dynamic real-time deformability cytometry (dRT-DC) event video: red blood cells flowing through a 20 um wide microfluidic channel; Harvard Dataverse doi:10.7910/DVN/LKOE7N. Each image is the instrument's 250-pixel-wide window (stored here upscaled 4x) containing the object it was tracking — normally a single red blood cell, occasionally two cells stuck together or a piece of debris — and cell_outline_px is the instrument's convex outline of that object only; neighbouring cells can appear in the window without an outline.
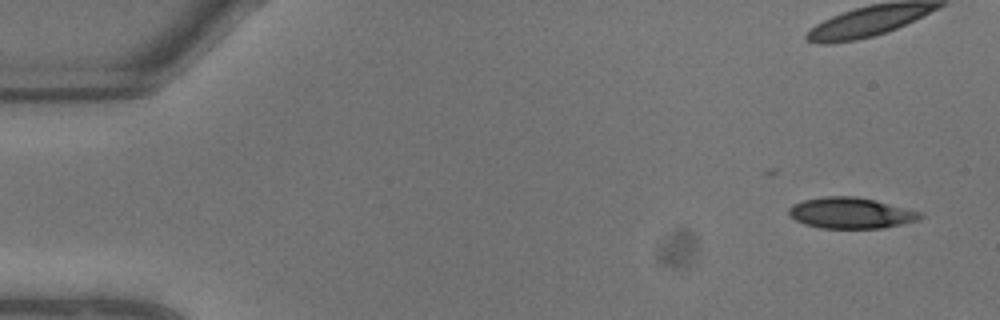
{"species": "common noctule bat (a hibernating species)", "species_latin": "Nyctalus noctula", "temperature_condition": "warm", "stored_images_in_passage": 10, "camera_frame_rate_fps": 3000, "um_per_image_px": 0.085, "animal": {"sex": "male", "body_mass_g": 13.3}, "frame": {"image": 1, "passage_image": 1, "time_ms": 0.0, "image_size_px": [1000, 320], "cell_outline_px": [[924, 216], [920, 220], [884, 228], [820, 228], [804, 224], [796, 220], [788, 212], [788, 208], [792, 204], [804, 200], [828, 196], [856, 196], [876, 200], [920, 212]], "centroid_in_image_um": [72.33, 18.11], "position_along_channel_um": 12.7, "area_um2": 23.7}}
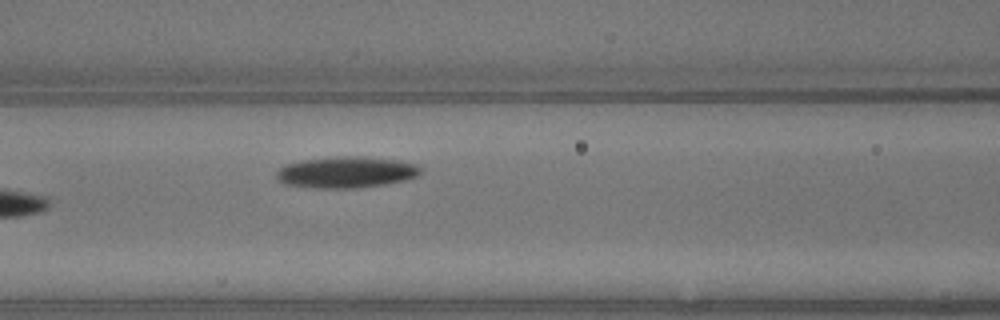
{"frame": {"image": 2, "passage_image": 10, "time_ms": 3.0, "image_size_px": [1000, 320], "cell_outline_px": [[420, 176], [388, 184], [360, 188], [316, 188], [284, 184], [276, 176], [276, 172], [280, 168], [288, 164], [304, 160], [336, 156], [364, 156], [400, 160], [416, 164], [420, 168]], "centroid_in_image_um": [29.48, 14.64], "position_along_channel_um": 137.1, "area_um2": 26.47}}